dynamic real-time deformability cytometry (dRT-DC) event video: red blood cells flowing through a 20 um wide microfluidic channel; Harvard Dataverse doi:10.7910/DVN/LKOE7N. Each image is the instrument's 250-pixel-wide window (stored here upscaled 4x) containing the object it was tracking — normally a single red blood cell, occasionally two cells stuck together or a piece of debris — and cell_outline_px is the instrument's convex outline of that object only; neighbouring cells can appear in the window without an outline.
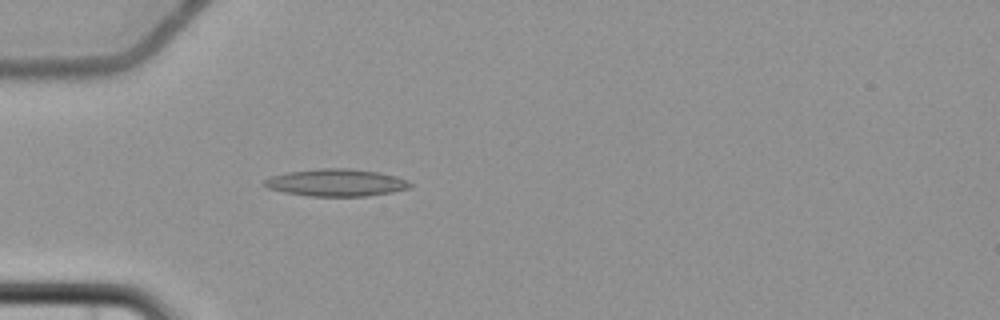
{"species": "common noctule bat (a hibernating species)", "species_latin": "Nyctalus noctula", "temperature_condition": "cold", "stored_images_in_passage": 4, "camera_frame_rate_fps": 3000, "um_per_image_px": 0.085, "animal": {"sex": "female", "body_mass_g": 22.7, "forearm_length_mm": 54.2}, "frame": {"image": 1, "passage_image": 4, "time_ms": 4.333, "image_size_px": [1000, 320], "cell_outline_px": [[412, 184], [408, 188], [392, 192], [368, 196], [308, 196], [284, 192], [268, 188], [264, 184], [264, 180], [272, 176], [288, 172], [320, 168], [348, 168], [380, 172], [396, 176], [408, 180]], "centroid_in_image_um": [28.6, 15.52], "position_along_channel_um": 56.4, "area_um2": 23.12}}